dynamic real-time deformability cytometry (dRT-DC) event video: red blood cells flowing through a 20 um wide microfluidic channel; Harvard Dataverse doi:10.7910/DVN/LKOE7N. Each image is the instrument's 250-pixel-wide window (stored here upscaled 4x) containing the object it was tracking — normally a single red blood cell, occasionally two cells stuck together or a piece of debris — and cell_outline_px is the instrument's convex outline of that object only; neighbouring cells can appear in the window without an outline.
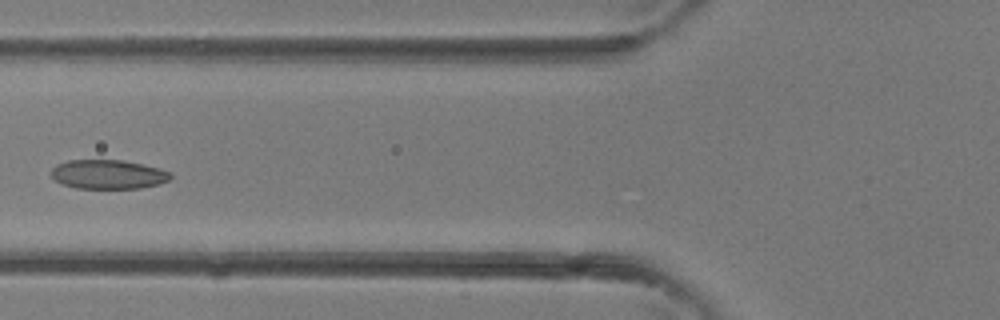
{"species": "common noctule bat (a hibernating species)", "species_latin": "Nyctalus noctula", "temperature_condition": "room temperature", "stored_images_in_passage": 4, "camera_frame_rate_fps": 3000, "um_per_image_px": 0.085, "animal": {"sex": "female"}, "frame": {"image": 1, "passage_image": 4, "time_ms": 1.0, "image_size_px": [1000, 320], "cell_outline_px": [[172, 176], [168, 180], [156, 184], [140, 188], [76, 188], [64, 184], [56, 180], [52, 176], [52, 168], [56, 164], [68, 160], [124, 160], [160, 168], [172, 172]], "centroid_in_image_um": [9.2, 14.81], "position_along_channel_um": 116.6, "area_um2": 20.17}}